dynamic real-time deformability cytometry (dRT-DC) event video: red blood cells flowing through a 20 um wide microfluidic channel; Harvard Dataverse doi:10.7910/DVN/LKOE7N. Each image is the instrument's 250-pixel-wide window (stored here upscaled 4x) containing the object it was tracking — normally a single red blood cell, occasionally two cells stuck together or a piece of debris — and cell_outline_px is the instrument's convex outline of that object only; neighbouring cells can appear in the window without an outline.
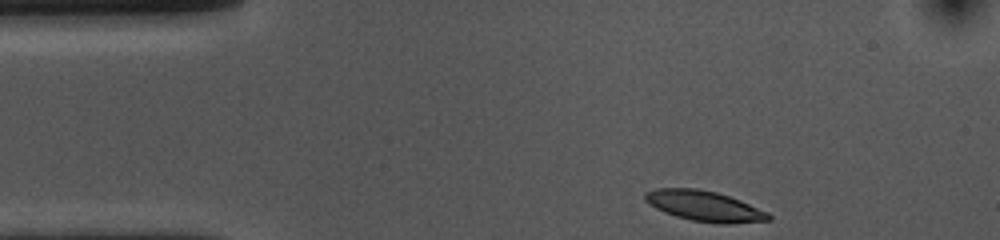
{"species": "common noctule bat (a hibernating species)", "species_latin": "Nyctalus noctula", "temperature_condition": "cold", "stored_images_in_passage": 37, "camera_frame_rate_fps": 3000, "um_per_image_px": 0.085, "animal": {"sex": "female", "body_mass_g": 10.0, "forearm_length_mm": 53.1}, "frame": {"image": 1, "passage_image": 1, "time_ms": 0.0, "image_size_px": [1000, 240], "cell_outline_px": [[772, 220], [728, 224], [720, 224], [692, 220], [676, 216], [664, 212], [648, 204], [644, 200], [644, 192], [656, 188], [696, 188], [716, 192], [740, 200], [768, 212], [772, 216]], "centroid_in_image_um": [59.86, 17.51], "position_along_channel_um": 25.1, "area_um2": 21.96}}
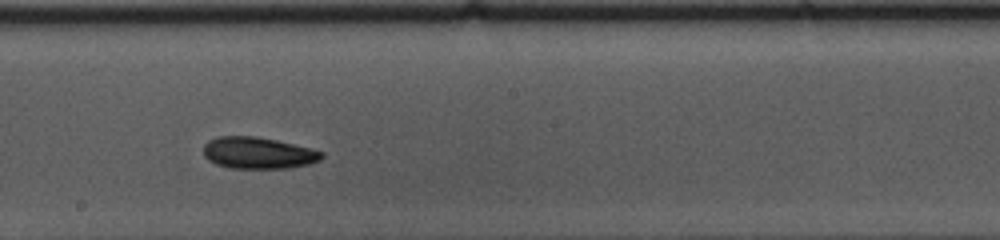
{"frame": {"image": 2, "passage_image": 22, "time_ms": 7.0, "image_size_px": [1000, 240], "cell_outline_px": [[324, 156], [320, 160], [308, 164], [288, 168], [232, 168], [216, 164], [208, 160], [204, 156], [204, 144], [208, 140], [216, 136], [256, 136], [276, 140], [312, 148], [324, 152]], "centroid_in_image_um": [21.94, 12.99], "position_along_channel_um": 226.3, "area_um2": 21.91}}
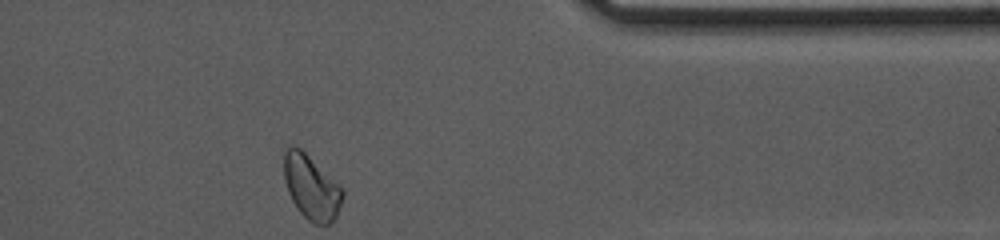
{"frame": {"image": 3, "passage_image": 37, "time_ms": 12.0, "image_size_px": [1000, 240], "cell_outline_px": [[344, 196], [336, 220], [328, 224], [316, 224], [308, 220], [300, 212], [292, 200], [288, 192], [284, 180], [284, 148], [292, 144], [300, 148], [340, 184], [344, 188]], "centroid_in_image_um": [26.48, 15.91], "position_along_channel_um": 384.9, "area_um2": 22.31}, "authors_computed_cell_mechanics": {"area_um2": 21.5594, "velocity_mm_per_s": 3.5967, "shape_relaxation_time_tau1_ms": 5.6244, "shape_relaxation_time_tau2_ms": null, "deformation_change_tau1": 0.1213, "deformation_change_tau2": null}}